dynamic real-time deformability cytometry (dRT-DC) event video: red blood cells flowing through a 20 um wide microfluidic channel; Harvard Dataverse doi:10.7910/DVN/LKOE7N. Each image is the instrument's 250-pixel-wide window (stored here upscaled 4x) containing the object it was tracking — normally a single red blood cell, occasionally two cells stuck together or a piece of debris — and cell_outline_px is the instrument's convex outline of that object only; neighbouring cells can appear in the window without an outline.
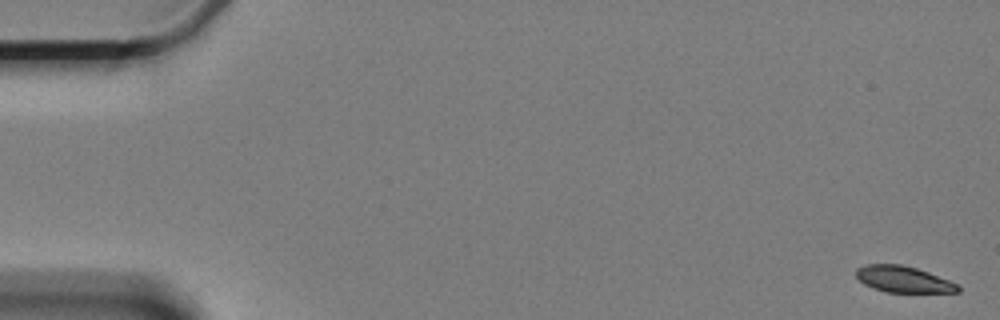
{"species": "Egyptian fruit bat (a non-hibernating species)", "species_latin": "Rousettus aegyptiacus", "temperature_condition": "cold", "stored_images_in_passage": 10, "camera_frame_rate_fps": 3000, "um_per_image_px": 0.085, "animal": {"sex": "female"}, "frame": {"image": 1, "passage_image": 1, "time_ms": 0.0, "image_size_px": [1000, 320], "cell_outline_px": [[960, 292], [884, 292], [872, 288], [864, 284], [856, 276], [856, 268], [868, 264], [900, 264], [916, 268], [928, 272], [960, 284]], "centroid_in_image_um": [76.8, 23.74], "position_along_channel_um": 8.2, "area_um2": 15.66}}
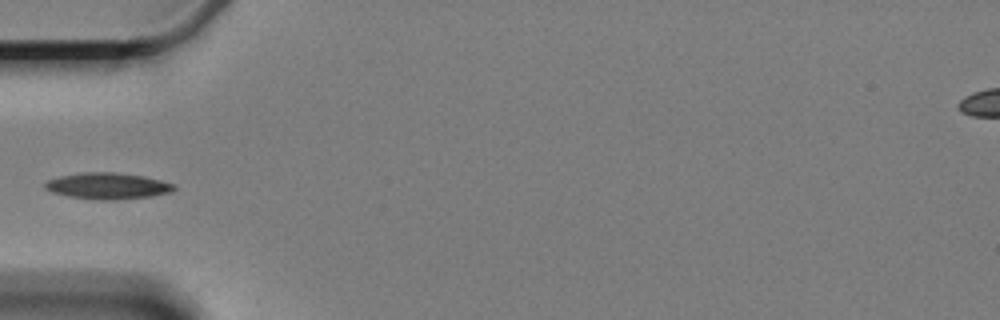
{"frame": {"image": 2, "passage_image": 6, "time_ms": 6.333, "image_size_px": [1000, 320], "cell_outline_px": [[176, 188], [172, 192], [152, 196], [116, 200], [96, 200], [68, 196], [52, 192], [44, 188], [44, 184], [48, 180], [60, 176], [80, 172], [116, 172], [144, 176], [176, 184]], "centroid_in_image_um": [9.17, 15.8], "position_along_channel_um": 75.8, "area_um2": 20.0}}
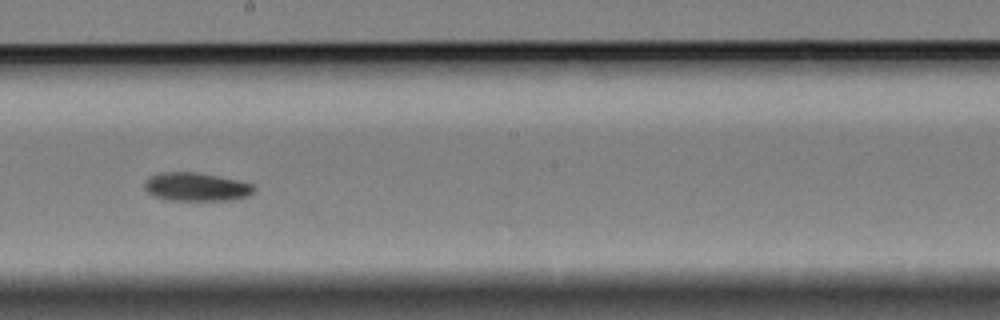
{"frame": {"image": 3, "passage_image": 10, "time_ms": 11.0, "image_size_px": [1000, 320], "cell_outline_px": [[256, 188], [248, 196], [232, 200], [168, 200], [152, 196], [144, 188], [144, 180], [148, 176], [160, 172], [196, 172], [240, 180], [256, 184]], "centroid_in_image_um": [16.68, 15.87], "position_along_channel_um": 231.5, "area_um2": 18.5}}